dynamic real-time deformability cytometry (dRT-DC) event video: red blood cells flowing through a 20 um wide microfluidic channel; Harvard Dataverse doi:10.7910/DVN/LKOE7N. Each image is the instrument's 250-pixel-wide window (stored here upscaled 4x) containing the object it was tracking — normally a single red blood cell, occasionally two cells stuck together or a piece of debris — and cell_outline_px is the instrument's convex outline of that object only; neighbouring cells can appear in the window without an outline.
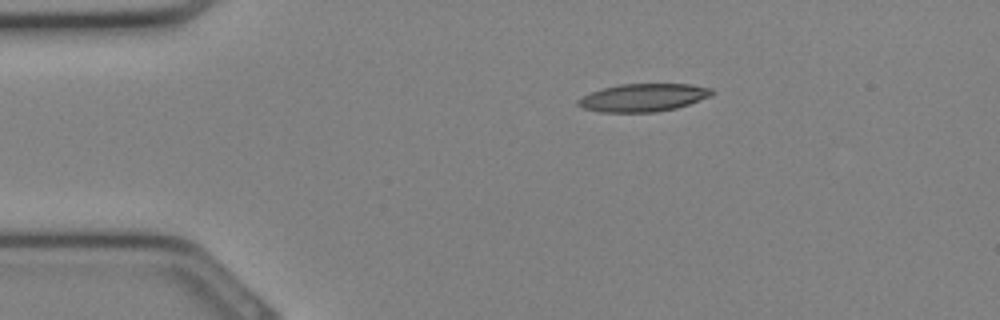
{"species": "Egyptian fruit bat (a non-hibernating species)", "species_latin": "Rousettus aegyptiacus", "temperature_condition": "cold", "stored_images_in_passage": 27, "camera_frame_rate_fps": 3000, "um_per_image_px": 0.085, "animal": {"sex": "female"}, "frame": {"image": 1, "passage_image": 1, "time_ms": 0.0, "image_size_px": [1000, 320], "cell_outline_px": [[712, 96], [676, 108], [656, 112], [600, 112], [584, 108], [576, 104], [576, 100], [592, 92], [604, 88], [620, 84], [688, 84], [712, 88]], "centroid_in_image_um": [54.68, 8.3], "position_along_channel_um": 30.3, "area_um2": 21.56}}
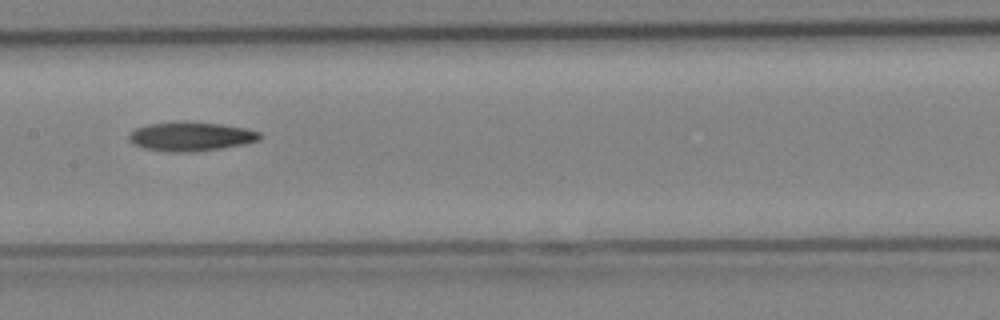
{"frame": {"image": 2, "passage_image": 11, "time_ms": 3.333, "image_size_px": [1000, 320], "cell_outline_px": [[260, 140], [220, 148], [192, 152], [172, 152], [144, 148], [132, 144], [128, 140], [128, 132], [136, 128], [148, 124], [184, 120], [220, 124], [244, 128], [260, 132]], "centroid_in_image_um": [16.14, 11.58], "position_along_channel_um": 191.3, "area_um2": 22.25}}
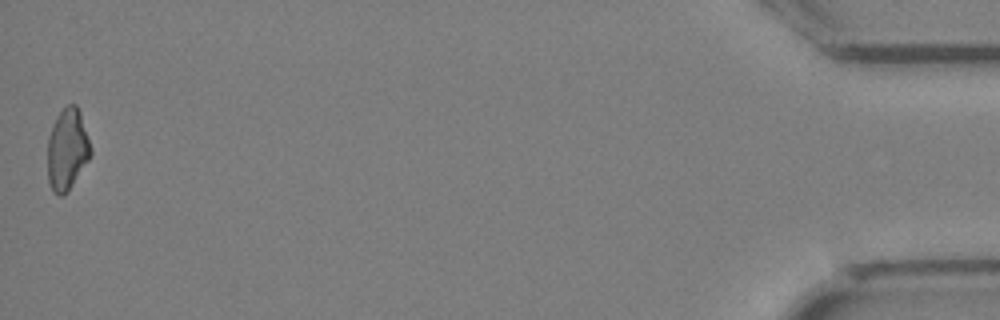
{"frame": {"image": 3, "passage_image": 27, "time_ms": 8.667, "image_size_px": [1000, 320], "cell_outline_px": [[92, 152], [88, 160], [68, 192], [64, 196], [60, 196], [52, 192], [48, 184], [48, 136], [52, 124], [56, 116], [68, 104], [76, 104], [80, 112], [92, 148]], "centroid_in_image_um": [5.7, 12.72], "position_along_channel_um": 429.5, "area_um2": 20.69}}